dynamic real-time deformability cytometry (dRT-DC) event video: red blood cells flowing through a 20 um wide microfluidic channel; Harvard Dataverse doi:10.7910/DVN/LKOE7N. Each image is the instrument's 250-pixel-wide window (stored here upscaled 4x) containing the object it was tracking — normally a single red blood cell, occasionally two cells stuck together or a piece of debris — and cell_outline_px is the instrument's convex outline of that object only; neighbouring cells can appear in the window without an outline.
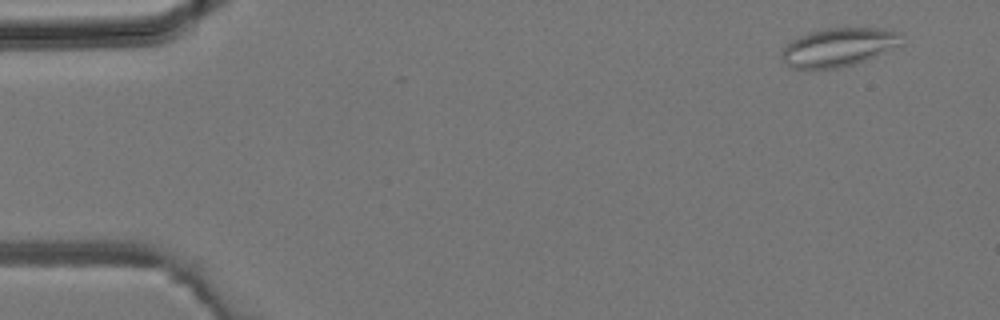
{"species": "common noctule bat (a hibernating species)", "species_latin": "Nyctalus noctula", "temperature_condition": "room temperature", "stored_images_in_passage": 4, "camera_frame_rate_fps": 3000, "um_per_image_px": 0.085, "animal": {"sex": "male", "body_mass_g": 19.2, "forearm_length_mm": 51.8}, "frame": {"image": 1, "passage_image": 1, "time_ms": 0.0, "image_size_px": [1000, 320], "cell_outline_px": [[904, 44], [856, 64], [840, 68], [792, 68], [784, 64], [780, 56], [784, 48], [792, 40], [800, 36], [812, 32], [828, 28], [880, 28], [900, 32]], "centroid_in_image_um": [71.31, 4.02], "position_along_channel_um": 13.7, "area_um2": 26.88}}